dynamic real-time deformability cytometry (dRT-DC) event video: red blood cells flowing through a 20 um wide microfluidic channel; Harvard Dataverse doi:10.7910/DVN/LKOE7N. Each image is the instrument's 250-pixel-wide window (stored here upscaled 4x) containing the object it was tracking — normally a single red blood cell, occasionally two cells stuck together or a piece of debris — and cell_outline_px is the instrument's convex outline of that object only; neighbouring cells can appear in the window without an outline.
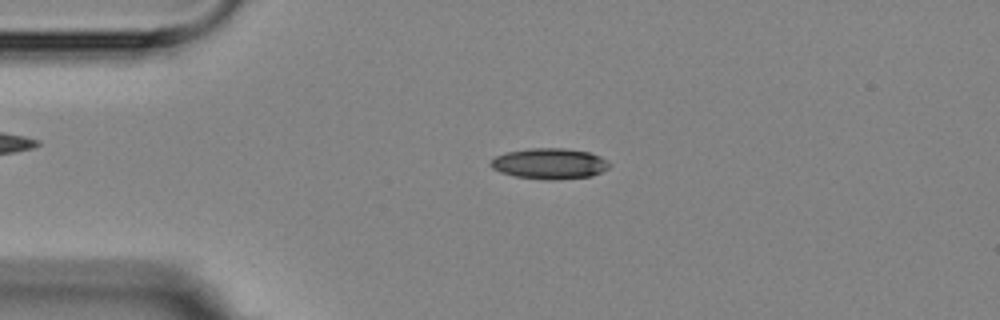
{"species": "Egyptian fruit bat (a non-hibernating species)", "species_latin": "Rousettus aegyptiacus", "temperature_condition": "room temperature", "stored_images_in_passage": 5, "camera_frame_rate_fps": 3000, "um_per_image_px": 0.085, "animal": {"sex": "female"}, "frame": {"image": 1, "passage_image": 4, "time_ms": 3.333, "image_size_px": [1000, 320], "cell_outline_px": [[612, 164], [608, 168], [592, 176], [548, 180], [516, 176], [500, 172], [492, 168], [488, 164], [496, 156], [508, 152], [528, 148], [564, 148], [588, 152], [600, 156]], "centroid_in_image_um": [46.71, 13.9], "position_along_channel_um": 38.3, "area_um2": 21.15}}